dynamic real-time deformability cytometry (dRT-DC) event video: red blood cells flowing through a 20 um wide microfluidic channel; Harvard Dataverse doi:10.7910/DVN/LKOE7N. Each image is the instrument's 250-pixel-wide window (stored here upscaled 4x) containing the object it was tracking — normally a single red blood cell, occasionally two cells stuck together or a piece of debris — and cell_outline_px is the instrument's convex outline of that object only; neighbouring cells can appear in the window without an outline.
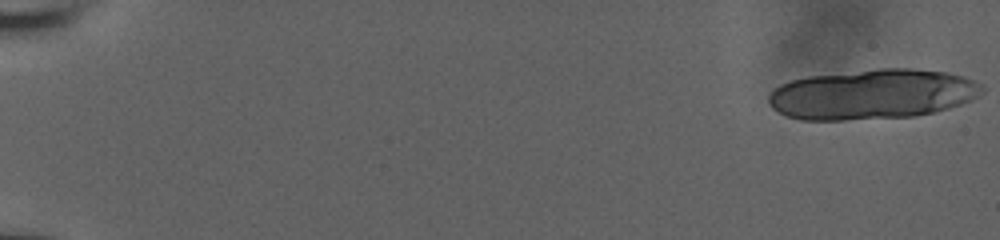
{"species": "human", "species_latin": "Homo sapiens", "temperature_condition": "room temperature", "stored_images_in_passage": 19, "camera_frame_rate_fps": 3000, "um_per_image_px": 0.085, "donor": {"sex": "male"}, "frame": {"image": 1, "passage_image": 1, "time_ms": 0.0, "image_size_px": [1000, 240], "cell_outline_px": [[984, 92], [980, 96], [972, 100], [948, 108], [916, 116], [844, 120], [800, 120], [788, 116], [772, 108], [768, 104], [768, 96], [780, 84], [792, 80], [808, 76], [876, 68], [912, 68], [948, 72], [964, 76], [980, 84], [984, 88]], "centroid_in_image_um": [74.17, 8.0], "position_along_channel_um": 10.8, "area_um2": 62.6}}